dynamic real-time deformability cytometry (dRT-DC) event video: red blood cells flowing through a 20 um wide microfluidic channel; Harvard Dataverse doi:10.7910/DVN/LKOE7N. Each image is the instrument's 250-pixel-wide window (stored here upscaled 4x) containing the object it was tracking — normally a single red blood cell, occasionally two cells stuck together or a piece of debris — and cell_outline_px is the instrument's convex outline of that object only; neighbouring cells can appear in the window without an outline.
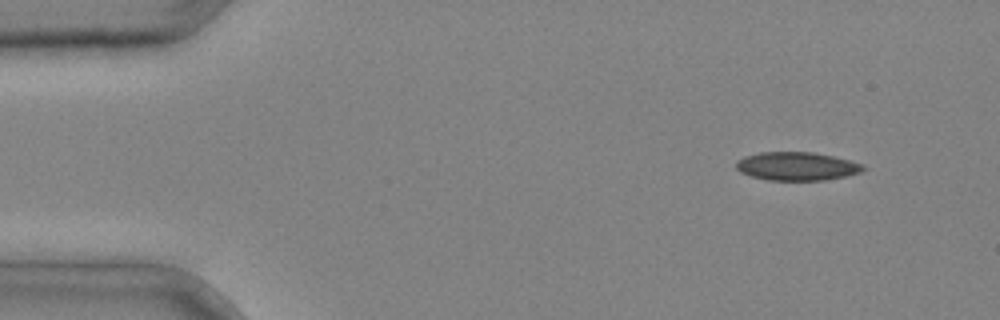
{"species": "common noctule bat (a hibernating species)", "species_latin": "Nyctalus noctula", "temperature_condition": "cold", "stored_images_in_passage": 4, "camera_frame_rate_fps": 3000, "um_per_image_px": 0.085, "animal": {"sex": "male", "body_mass_g": 20.4}, "frame": {"image": 1, "passage_image": 2, "time_ms": 0.333, "image_size_px": [1000, 320], "cell_outline_px": [[868, 168], [860, 172], [844, 176], [824, 180], [768, 180], [752, 176], [740, 172], [736, 168], [736, 160], [744, 156], [760, 152], [812, 152], [832, 156], [864, 164]], "centroid_in_image_um": [67.72, 14.12], "position_along_channel_um": 17.3, "area_um2": 20.98}}
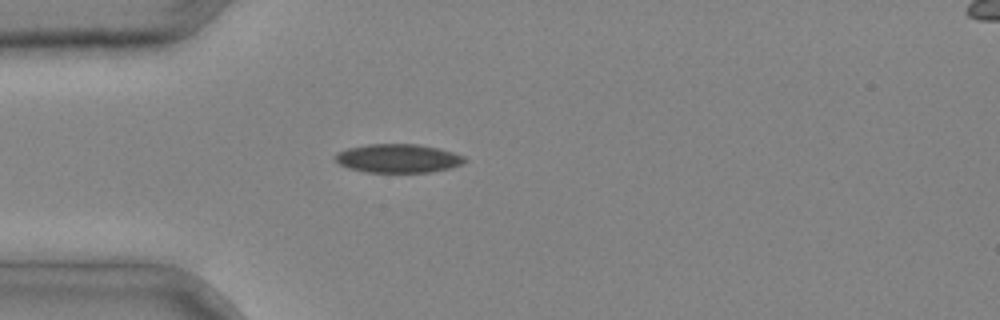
{"frame": {"image": 2, "passage_image": 4, "time_ms": 1.0, "image_size_px": [1000, 320], "cell_outline_px": [[468, 160], [464, 164], [448, 168], [428, 172], [364, 172], [348, 168], [340, 164], [336, 160], [336, 152], [348, 148], [368, 144], [416, 144], [436, 148], [452, 152], [464, 156]], "centroid_in_image_um": [33.83, 13.46], "position_along_channel_um": 51.2, "area_um2": 21.5}}